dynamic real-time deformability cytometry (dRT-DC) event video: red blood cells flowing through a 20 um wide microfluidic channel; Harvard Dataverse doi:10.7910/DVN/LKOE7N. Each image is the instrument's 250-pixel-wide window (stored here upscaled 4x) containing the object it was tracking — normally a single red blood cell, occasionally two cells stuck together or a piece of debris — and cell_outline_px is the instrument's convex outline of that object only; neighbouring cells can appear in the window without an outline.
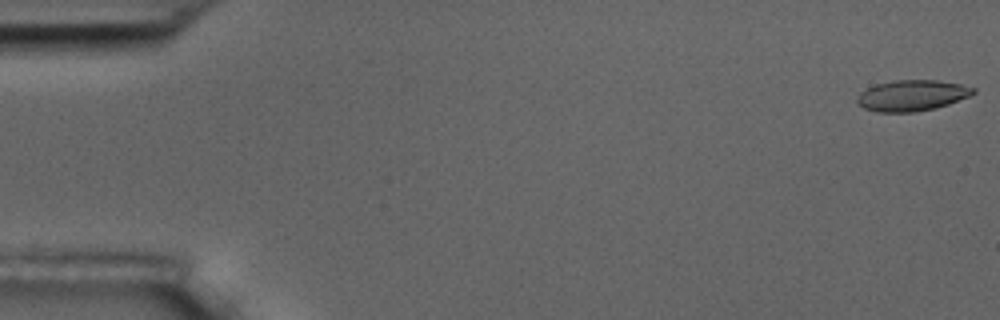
{"species": "common noctule bat (a hibernating species)", "species_latin": "Nyctalus noctula", "temperature_condition": "room temperature", "stored_images_in_passage": 15, "camera_frame_rate_fps": 3000, "um_per_image_px": 0.085, "animal": {"sex": "male", "body_mass_g": 17.5, "forearm_length_mm": 52.3}, "frame": {"image": 1, "passage_image": 1, "time_ms": 0.0, "image_size_px": [1000, 320], "cell_outline_px": [[976, 92], [968, 96], [948, 104], [936, 108], [916, 112], [876, 112], [864, 108], [856, 100], [860, 92], [876, 84], [892, 80], [936, 80], [960, 84], [976, 88]], "centroid_in_image_um": [77.51, 8.11], "position_along_channel_um": 7.5, "area_um2": 20.87}}
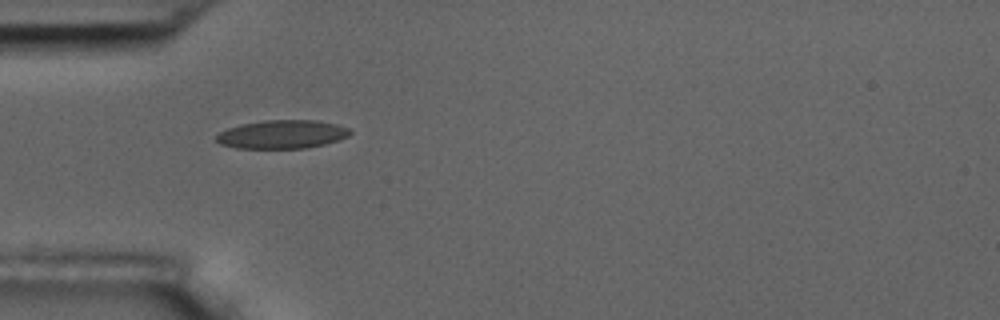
{"frame": {"image": 2, "passage_image": 5, "time_ms": 5.333, "image_size_px": [1000, 320], "cell_outline_px": [[352, 132], [348, 136], [340, 140], [324, 144], [304, 148], [236, 148], [220, 144], [216, 140], [216, 136], [220, 132], [228, 128], [240, 124], [264, 120], [316, 120], [336, 124], [348, 128]], "centroid_in_image_um": [23.98, 11.41], "position_along_channel_um": 61.0, "area_um2": 22.2}}
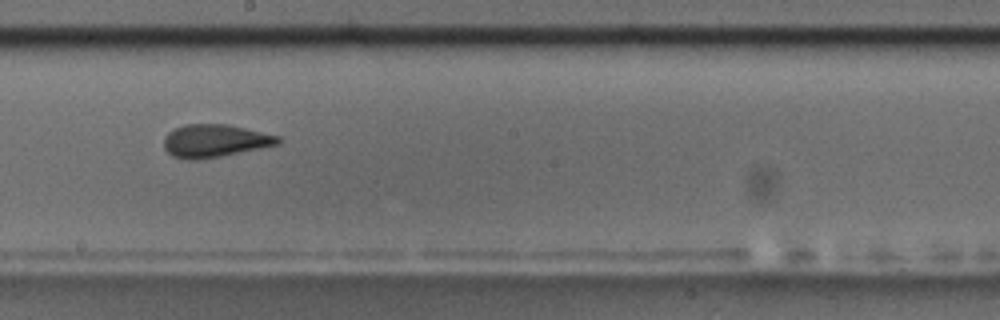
{"frame": {"image": 3, "passage_image": 9, "time_ms": 10.0, "image_size_px": [1000, 320], "cell_outline_px": [[280, 144], [220, 156], [196, 160], [188, 160], [172, 156], [164, 148], [164, 136], [168, 132], [184, 124], [228, 124], [280, 136]], "centroid_in_image_um": [18.24, 11.96], "position_along_channel_um": 230.0, "area_um2": 21.79}, "authors_computed_cell_mechanics": {"area_um2": 21.3282, "velocity_mm_per_s": 3.6679, "shape_relaxation_time_tau1_ms": 6.7241, "shape_relaxation_time_tau2_ms": 1.0494, "deformation_change_tau1": 0.1385, "deformation_change_tau2": 0.0536}}